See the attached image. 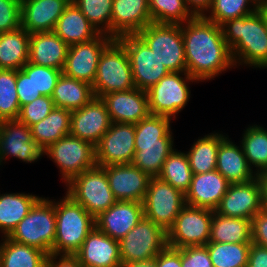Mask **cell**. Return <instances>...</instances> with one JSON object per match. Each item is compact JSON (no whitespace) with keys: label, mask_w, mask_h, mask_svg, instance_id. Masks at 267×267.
<instances>
[{"label":"cell","mask_w":267,"mask_h":267,"mask_svg":"<svg viewBox=\"0 0 267 267\" xmlns=\"http://www.w3.org/2000/svg\"><path fill=\"white\" fill-rule=\"evenodd\" d=\"M181 29L186 72L191 77L204 82L235 67L220 25L198 16L181 24Z\"/></svg>","instance_id":"1"},{"label":"cell","mask_w":267,"mask_h":267,"mask_svg":"<svg viewBox=\"0 0 267 267\" xmlns=\"http://www.w3.org/2000/svg\"><path fill=\"white\" fill-rule=\"evenodd\" d=\"M220 26L236 67L267 68V25L258 9L251 15L227 20Z\"/></svg>","instance_id":"2"},{"label":"cell","mask_w":267,"mask_h":267,"mask_svg":"<svg viewBox=\"0 0 267 267\" xmlns=\"http://www.w3.org/2000/svg\"><path fill=\"white\" fill-rule=\"evenodd\" d=\"M171 118L149 114L135 124V154L132 164L150 177H158L173 152Z\"/></svg>","instance_id":"3"},{"label":"cell","mask_w":267,"mask_h":267,"mask_svg":"<svg viewBox=\"0 0 267 267\" xmlns=\"http://www.w3.org/2000/svg\"><path fill=\"white\" fill-rule=\"evenodd\" d=\"M56 235L53 254L74 255L95 227V218L67 194L56 202Z\"/></svg>","instance_id":"4"},{"label":"cell","mask_w":267,"mask_h":267,"mask_svg":"<svg viewBox=\"0 0 267 267\" xmlns=\"http://www.w3.org/2000/svg\"><path fill=\"white\" fill-rule=\"evenodd\" d=\"M55 235V205L52 199L40 197L8 237L49 255L53 253Z\"/></svg>","instance_id":"5"},{"label":"cell","mask_w":267,"mask_h":267,"mask_svg":"<svg viewBox=\"0 0 267 267\" xmlns=\"http://www.w3.org/2000/svg\"><path fill=\"white\" fill-rule=\"evenodd\" d=\"M95 97L135 88L130 60L125 47L114 39L101 53L95 80Z\"/></svg>","instance_id":"6"},{"label":"cell","mask_w":267,"mask_h":267,"mask_svg":"<svg viewBox=\"0 0 267 267\" xmlns=\"http://www.w3.org/2000/svg\"><path fill=\"white\" fill-rule=\"evenodd\" d=\"M65 186V194L82 205L94 218L117 201L105 170L97 165L75 176Z\"/></svg>","instance_id":"7"},{"label":"cell","mask_w":267,"mask_h":267,"mask_svg":"<svg viewBox=\"0 0 267 267\" xmlns=\"http://www.w3.org/2000/svg\"><path fill=\"white\" fill-rule=\"evenodd\" d=\"M137 35L169 72H186L185 49L180 24L150 23Z\"/></svg>","instance_id":"8"},{"label":"cell","mask_w":267,"mask_h":267,"mask_svg":"<svg viewBox=\"0 0 267 267\" xmlns=\"http://www.w3.org/2000/svg\"><path fill=\"white\" fill-rule=\"evenodd\" d=\"M191 82L199 83L187 72H170L161 78L157 84L146 91L150 114L176 119V115L189 102L191 91L188 83Z\"/></svg>","instance_id":"9"},{"label":"cell","mask_w":267,"mask_h":267,"mask_svg":"<svg viewBox=\"0 0 267 267\" xmlns=\"http://www.w3.org/2000/svg\"><path fill=\"white\" fill-rule=\"evenodd\" d=\"M43 155H47L56 164L65 184L83 171L96 166L95 146L71 134L50 144L43 150Z\"/></svg>","instance_id":"10"},{"label":"cell","mask_w":267,"mask_h":267,"mask_svg":"<svg viewBox=\"0 0 267 267\" xmlns=\"http://www.w3.org/2000/svg\"><path fill=\"white\" fill-rule=\"evenodd\" d=\"M144 217L168 231L185 204V194L159 177H151L143 199Z\"/></svg>","instance_id":"11"},{"label":"cell","mask_w":267,"mask_h":267,"mask_svg":"<svg viewBox=\"0 0 267 267\" xmlns=\"http://www.w3.org/2000/svg\"><path fill=\"white\" fill-rule=\"evenodd\" d=\"M167 246V232L143 217L120 241L121 263L155 258Z\"/></svg>","instance_id":"12"},{"label":"cell","mask_w":267,"mask_h":267,"mask_svg":"<svg viewBox=\"0 0 267 267\" xmlns=\"http://www.w3.org/2000/svg\"><path fill=\"white\" fill-rule=\"evenodd\" d=\"M213 211L185 205L167 231V246L181 249L209 242Z\"/></svg>","instance_id":"13"},{"label":"cell","mask_w":267,"mask_h":267,"mask_svg":"<svg viewBox=\"0 0 267 267\" xmlns=\"http://www.w3.org/2000/svg\"><path fill=\"white\" fill-rule=\"evenodd\" d=\"M117 40L128 53L135 88L147 91L170 73L137 34L124 35Z\"/></svg>","instance_id":"14"},{"label":"cell","mask_w":267,"mask_h":267,"mask_svg":"<svg viewBox=\"0 0 267 267\" xmlns=\"http://www.w3.org/2000/svg\"><path fill=\"white\" fill-rule=\"evenodd\" d=\"M135 124L111 123L108 131L95 145L96 165L132 163L135 154Z\"/></svg>","instance_id":"15"},{"label":"cell","mask_w":267,"mask_h":267,"mask_svg":"<svg viewBox=\"0 0 267 267\" xmlns=\"http://www.w3.org/2000/svg\"><path fill=\"white\" fill-rule=\"evenodd\" d=\"M113 40L109 35L100 34L91 41L70 45L62 73L92 85L100 55Z\"/></svg>","instance_id":"16"},{"label":"cell","mask_w":267,"mask_h":267,"mask_svg":"<svg viewBox=\"0 0 267 267\" xmlns=\"http://www.w3.org/2000/svg\"><path fill=\"white\" fill-rule=\"evenodd\" d=\"M9 156L26 163L43 157V150L33 140L30 127L18 119L0 122V164Z\"/></svg>","instance_id":"17"},{"label":"cell","mask_w":267,"mask_h":267,"mask_svg":"<svg viewBox=\"0 0 267 267\" xmlns=\"http://www.w3.org/2000/svg\"><path fill=\"white\" fill-rule=\"evenodd\" d=\"M262 209V189L257 176L245 183L230 184L215 212L226 217L251 220Z\"/></svg>","instance_id":"18"},{"label":"cell","mask_w":267,"mask_h":267,"mask_svg":"<svg viewBox=\"0 0 267 267\" xmlns=\"http://www.w3.org/2000/svg\"><path fill=\"white\" fill-rule=\"evenodd\" d=\"M111 123L105 102L94 97L87 105L71 111L70 134L95 146Z\"/></svg>","instance_id":"19"},{"label":"cell","mask_w":267,"mask_h":267,"mask_svg":"<svg viewBox=\"0 0 267 267\" xmlns=\"http://www.w3.org/2000/svg\"><path fill=\"white\" fill-rule=\"evenodd\" d=\"M117 201L143 202L150 176L132 163L102 167Z\"/></svg>","instance_id":"20"},{"label":"cell","mask_w":267,"mask_h":267,"mask_svg":"<svg viewBox=\"0 0 267 267\" xmlns=\"http://www.w3.org/2000/svg\"><path fill=\"white\" fill-rule=\"evenodd\" d=\"M101 99L112 123L137 124L150 114L147 92L138 88L110 92Z\"/></svg>","instance_id":"21"},{"label":"cell","mask_w":267,"mask_h":267,"mask_svg":"<svg viewBox=\"0 0 267 267\" xmlns=\"http://www.w3.org/2000/svg\"><path fill=\"white\" fill-rule=\"evenodd\" d=\"M143 217L142 202L116 201L95 217V227L114 240L120 241Z\"/></svg>","instance_id":"22"},{"label":"cell","mask_w":267,"mask_h":267,"mask_svg":"<svg viewBox=\"0 0 267 267\" xmlns=\"http://www.w3.org/2000/svg\"><path fill=\"white\" fill-rule=\"evenodd\" d=\"M83 267H121L119 241L96 227L74 254Z\"/></svg>","instance_id":"23"},{"label":"cell","mask_w":267,"mask_h":267,"mask_svg":"<svg viewBox=\"0 0 267 267\" xmlns=\"http://www.w3.org/2000/svg\"><path fill=\"white\" fill-rule=\"evenodd\" d=\"M153 23L148 0H113L111 37L137 34Z\"/></svg>","instance_id":"24"},{"label":"cell","mask_w":267,"mask_h":267,"mask_svg":"<svg viewBox=\"0 0 267 267\" xmlns=\"http://www.w3.org/2000/svg\"><path fill=\"white\" fill-rule=\"evenodd\" d=\"M72 0H21V27L29 34L53 31Z\"/></svg>","instance_id":"25"},{"label":"cell","mask_w":267,"mask_h":267,"mask_svg":"<svg viewBox=\"0 0 267 267\" xmlns=\"http://www.w3.org/2000/svg\"><path fill=\"white\" fill-rule=\"evenodd\" d=\"M229 185L230 183L217 170L193 174L189 190L185 194V204L215 211Z\"/></svg>","instance_id":"26"},{"label":"cell","mask_w":267,"mask_h":267,"mask_svg":"<svg viewBox=\"0 0 267 267\" xmlns=\"http://www.w3.org/2000/svg\"><path fill=\"white\" fill-rule=\"evenodd\" d=\"M68 45L54 32H36L29 39L28 62L63 70Z\"/></svg>","instance_id":"27"},{"label":"cell","mask_w":267,"mask_h":267,"mask_svg":"<svg viewBox=\"0 0 267 267\" xmlns=\"http://www.w3.org/2000/svg\"><path fill=\"white\" fill-rule=\"evenodd\" d=\"M216 170L230 183H245L257 177L249 166L242 146H237L226 137L221 141L217 152Z\"/></svg>","instance_id":"28"},{"label":"cell","mask_w":267,"mask_h":267,"mask_svg":"<svg viewBox=\"0 0 267 267\" xmlns=\"http://www.w3.org/2000/svg\"><path fill=\"white\" fill-rule=\"evenodd\" d=\"M53 31L68 46L91 41L100 35L73 1L59 17Z\"/></svg>","instance_id":"29"},{"label":"cell","mask_w":267,"mask_h":267,"mask_svg":"<svg viewBox=\"0 0 267 267\" xmlns=\"http://www.w3.org/2000/svg\"><path fill=\"white\" fill-rule=\"evenodd\" d=\"M30 35L20 27L0 33V69H21L29 60Z\"/></svg>","instance_id":"30"},{"label":"cell","mask_w":267,"mask_h":267,"mask_svg":"<svg viewBox=\"0 0 267 267\" xmlns=\"http://www.w3.org/2000/svg\"><path fill=\"white\" fill-rule=\"evenodd\" d=\"M95 97L91 84L68 77H59L51 96L55 107L76 110L87 105Z\"/></svg>","instance_id":"31"},{"label":"cell","mask_w":267,"mask_h":267,"mask_svg":"<svg viewBox=\"0 0 267 267\" xmlns=\"http://www.w3.org/2000/svg\"><path fill=\"white\" fill-rule=\"evenodd\" d=\"M71 110L55 107L43 120L30 127L33 140L45 150L50 144L70 134Z\"/></svg>","instance_id":"32"},{"label":"cell","mask_w":267,"mask_h":267,"mask_svg":"<svg viewBox=\"0 0 267 267\" xmlns=\"http://www.w3.org/2000/svg\"><path fill=\"white\" fill-rule=\"evenodd\" d=\"M39 196L26 193H0V233L6 237L28 214Z\"/></svg>","instance_id":"33"},{"label":"cell","mask_w":267,"mask_h":267,"mask_svg":"<svg viewBox=\"0 0 267 267\" xmlns=\"http://www.w3.org/2000/svg\"><path fill=\"white\" fill-rule=\"evenodd\" d=\"M209 242L252 243L251 220L226 217L213 211Z\"/></svg>","instance_id":"34"},{"label":"cell","mask_w":267,"mask_h":267,"mask_svg":"<svg viewBox=\"0 0 267 267\" xmlns=\"http://www.w3.org/2000/svg\"><path fill=\"white\" fill-rule=\"evenodd\" d=\"M0 267H45L47 254L38 248L1 237Z\"/></svg>","instance_id":"35"},{"label":"cell","mask_w":267,"mask_h":267,"mask_svg":"<svg viewBox=\"0 0 267 267\" xmlns=\"http://www.w3.org/2000/svg\"><path fill=\"white\" fill-rule=\"evenodd\" d=\"M225 137L222 133L212 132L193 142L186 152L193 174L216 170L218 148Z\"/></svg>","instance_id":"36"},{"label":"cell","mask_w":267,"mask_h":267,"mask_svg":"<svg viewBox=\"0 0 267 267\" xmlns=\"http://www.w3.org/2000/svg\"><path fill=\"white\" fill-rule=\"evenodd\" d=\"M249 166L259 174L267 171V130L260 125L246 128L239 141ZM256 168V169H255Z\"/></svg>","instance_id":"37"},{"label":"cell","mask_w":267,"mask_h":267,"mask_svg":"<svg viewBox=\"0 0 267 267\" xmlns=\"http://www.w3.org/2000/svg\"><path fill=\"white\" fill-rule=\"evenodd\" d=\"M158 177L180 190L183 194H186L193 178V172L190 168L186 152L174 149L165 160Z\"/></svg>","instance_id":"38"},{"label":"cell","mask_w":267,"mask_h":267,"mask_svg":"<svg viewBox=\"0 0 267 267\" xmlns=\"http://www.w3.org/2000/svg\"><path fill=\"white\" fill-rule=\"evenodd\" d=\"M213 267H247L251 243L208 242Z\"/></svg>","instance_id":"39"},{"label":"cell","mask_w":267,"mask_h":267,"mask_svg":"<svg viewBox=\"0 0 267 267\" xmlns=\"http://www.w3.org/2000/svg\"><path fill=\"white\" fill-rule=\"evenodd\" d=\"M153 23L183 24L195 16L188 9L185 0H148Z\"/></svg>","instance_id":"40"},{"label":"cell","mask_w":267,"mask_h":267,"mask_svg":"<svg viewBox=\"0 0 267 267\" xmlns=\"http://www.w3.org/2000/svg\"><path fill=\"white\" fill-rule=\"evenodd\" d=\"M20 110L16 92V70L0 69V122L18 119Z\"/></svg>","instance_id":"41"},{"label":"cell","mask_w":267,"mask_h":267,"mask_svg":"<svg viewBox=\"0 0 267 267\" xmlns=\"http://www.w3.org/2000/svg\"><path fill=\"white\" fill-rule=\"evenodd\" d=\"M100 34L111 36L113 0H72Z\"/></svg>","instance_id":"42"},{"label":"cell","mask_w":267,"mask_h":267,"mask_svg":"<svg viewBox=\"0 0 267 267\" xmlns=\"http://www.w3.org/2000/svg\"><path fill=\"white\" fill-rule=\"evenodd\" d=\"M256 10L250 0H212L211 8L204 17L221 25L227 20L251 15Z\"/></svg>","instance_id":"43"},{"label":"cell","mask_w":267,"mask_h":267,"mask_svg":"<svg viewBox=\"0 0 267 267\" xmlns=\"http://www.w3.org/2000/svg\"><path fill=\"white\" fill-rule=\"evenodd\" d=\"M54 108L55 105L51 97L41 96L21 107L18 120L31 127L43 120Z\"/></svg>","instance_id":"44"},{"label":"cell","mask_w":267,"mask_h":267,"mask_svg":"<svg viewBox=\"0 0 267 267\" xmlns=\"http://www.w3.org/2000/svg\"><path fill=\"white\" fill-rule=\"evenodd\" d=\"M16 92L18 94L20 107L43 96L36 91L33 85V64L27 62L21 69L16 70Z\"/></svg>","instance_id":"45"},{"label":"cell","mask_w":267,"mask_h":267,"mask_svg":"<svg viewBox=\"0 0 267 267\" xmlns=\"http://www.w3.org/2000/svg\"><path fill=\"white\" fill-rule=\"evenodd\" d=\"M62 70L33 64V85L43 96L51 97Z\"/></svg>","instance_id":"46"},{"label":"cell","mask_w":267,"mask_h":267,"mask_svg":"<svg viewBox=\"0 0 267 267\" xmlns=\"http://www.w3.org/2000/svg\"><path fill=\"white\" fill-rule=\"evenodd\" d=\"M21 27V0H0V33Z\"/></svg>","instance_id":"47"},{"label":"cell","mask_w":267,"mask_h":267,"mask_svg":"<svg viewBox=\"0 0 267 267\" xmlns=\"http://www.w3.org/2000/svg\"><path fill=\"white\" fill-rule=\"evenodd\" d=\"M182 267H213L206 245L181 248Z\"/></svg>","instance_id":"48"},{"label":"cell","mask_w":267,"mask_h":267,"mask_svg":"<svg viewBox=\"0 0 267 267\" xmlns=\"http://www.w3.org/2000/svg\"><path fill=\"white\" fill-rule=\"evenodd\" d=\"M252 243L267 247V210H260L251 219Z\"/></svg>","instance_id":"49"},{"label":"cell","mask_w":267,"mask_h":267,"mask_svg":"<svg viewBox=\"0 0 267 267\" xmlns=\"http://www.w3.org/2000/svg\"><path fill=\"white\" fill-rule=\"evenodd\" d=\"M156 267H182L181 249L166 246L156 257Z\"/></svg>","instance_id":"50"},{"label":"cell","mask_w":267,"mask_h":267,"mask_svg":"<svg viewBox=\"0 0 267 267\" xmlns=\"http://www.w3.org/2000/svg\"><path fill=\"white\" fill-rule=\"evenodd\" d=\"M59 256V257H58ZM59 259V260H58ZM45 267H83L75 255L49 254L45 260Z\"/></svg>","instance_id":"51"},{"label":"cell","mask_w":267,"mask_h":267,"mask_svg":"<svg viewBox=\"0 0 267 267\" xmlns=\"http://www.w3.org/2000/svg\"><path fill=\"white\" fill-rule=\"evenodd\" d=\"M247 267H267V247L251 243Z\"/></svg>","instance_id":"52"},{"label":"cell","mask_w":267,"mask_h":267,"mask_svg":"<svg viewBox=\"0 0 267 267\" xmlns=\"http://www.w3.org/2000/svg\"><path fill=\"white\" fill-rule=\"evenodd\" d=\"M190 12L195 16H205L212 5V0H185Z\"/></svg>","instance_id":"53"},{"label":"cell","mask_w":267,"mask_h":267,"mask_svg":"<svg viewBox=\"0 0 267 267\" xmlns=\"http://www.w3.org/2000/svg\"><path fill=\"white\" fill-rule=\"evenodd\" d=\"M262 189V207L267 210V171L257 174Z\"/></svg>","instance_id":"54"},{"label":"cell","mask_w":267,"mask_h":267,"mask_svg":"<svg viewBox=\"0 0 267 267\" xmlns=\"http://www.w3.org/2000/svg\"><path fill=\"white\" fill-rule=\"evenodd\" d=\"M121 267H156L155 258L142 260L131 264H123Z\"/></svg>","instance_id":"55"},{"label":"cell","mask_w":267,"mask_h":267,"mask_svg":"<svg viewBox=\"0 0 267 267\" xmlns=\"http://www.w3.org/2000/svg\"><path fill=\"white\" fill-rule=\"evenodd\" d=\"M253 5L258 9L264 5H267V0H250Z\"/></svg>","instance_id":"56"},{"label":"cell","mask_w":267,"mask_h":267,"mask_svg":"<svg viewBox=\"0 0 267 267\" xmlns=\"http://www.w3.org/2000/svg\"><path fill=\"white\" fill-rule=\"evenodd\" d=\"M258 10L262 13V15L265 19L266 25H267V5H264L260 8H258Z\"/></svg>","instance_id":"57"}]
</instances>
